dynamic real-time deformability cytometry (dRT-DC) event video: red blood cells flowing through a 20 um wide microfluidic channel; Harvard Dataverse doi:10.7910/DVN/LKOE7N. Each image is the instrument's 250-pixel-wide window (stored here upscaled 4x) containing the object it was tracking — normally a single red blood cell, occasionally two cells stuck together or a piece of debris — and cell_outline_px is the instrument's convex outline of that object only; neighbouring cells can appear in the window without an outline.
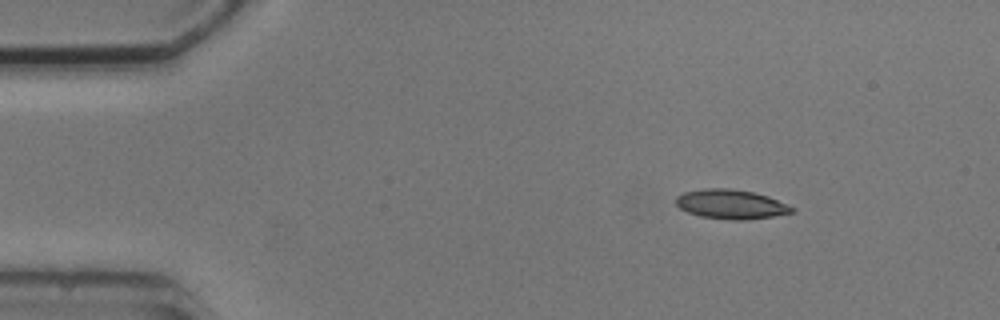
{"species": "common noctule bat (a hibernating species)", "species_latin": "Nyctalus noctula", "temperature_condition": "cold", "stored_images_in_passage": 4, "camera_frame_rate_fps": 3000, "um_per_image_px": 0.085, "animal": {"sex": "male", "body_mass_g": 20.5, "forearm_length_mm": 52.5}, "frame": {"image": 1, "passage_image": 2, "time_ms": 1.0, "image_size_px": [1000, 320], "cell_outline_px": [[796, 212], [772, 216], [744, 220], [728, 220], [700, 216], [688, 212], [680, 208], [676, 204], [676, 196], [684, 192], [704, 188], [728, 188], [752, 192], [768, 196], [796, 208]], "centroid_in_image_um": [62.14, 17.36], "position_along_channel_um": 22.9, "area_um2": 19.88}}
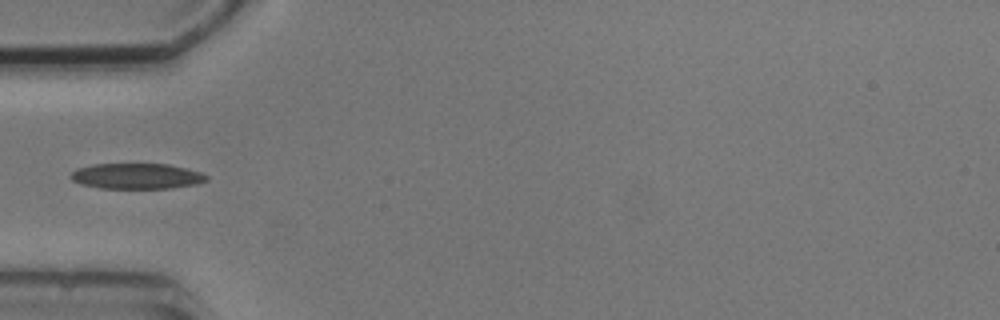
{"frame": {"image": 2, "passage_image": 4, "time_ms": 4.333, "image_size_px": [1000, 320], "cell_outline_px": [[208, 180], [196, 184], [168, 188], [100, 188], [80, 184], [72, 180], [68, 176], [76, 168], [92, 164], [168, 164], [200, 172], [208, 176]], "centroid_in_image_um": [11.57, 14.97], "position_along_channel_um": 73.4, "area_um2": 20.23}}